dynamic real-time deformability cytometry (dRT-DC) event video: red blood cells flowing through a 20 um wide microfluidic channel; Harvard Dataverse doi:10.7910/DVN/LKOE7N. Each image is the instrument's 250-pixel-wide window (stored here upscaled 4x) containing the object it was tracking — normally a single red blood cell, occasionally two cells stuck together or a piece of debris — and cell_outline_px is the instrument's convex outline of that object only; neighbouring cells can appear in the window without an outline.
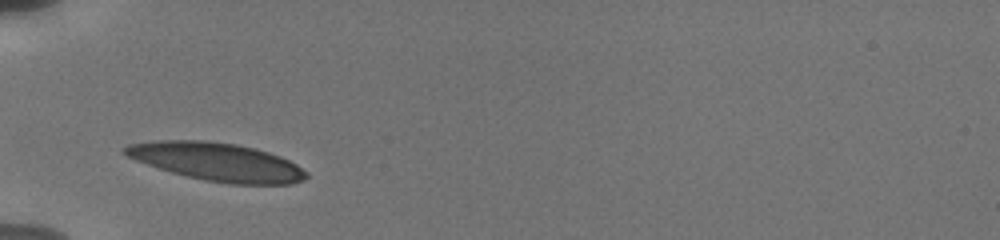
{"species": "human", "species_latin": "Homo sapiens", "temperature_condition": "cold", "stored_images_in_passage": 26, "camera_frame_rate_fps": 3000, "um_per_image_px": 0.085, "donor": {"sex": "male"}, "frame": {"image": 1, "passage_image": 1, "time_ms": 0.0, "image_size_px": [1000, 240], "cell_outline_px": [[308, 176], [304, 180], [292, 184], [232, 184], [204, 180], [172, 172], [136, 160], [120, 152], [120, 148], [128, 144], [156, 140], [204, 140], [236, 144], [268, 152], [280, 156], [296, 164], [308, 172]], "centroid_in_image_um": [18.43, 13.75], "position_along_channel_um": 66.6, "area_um2": 40.23}}
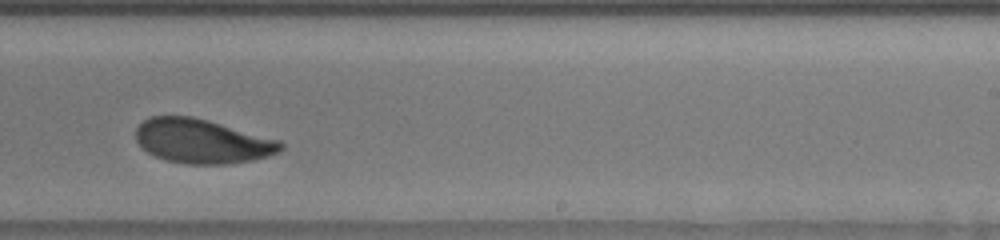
{"frame": {"image": 2, "passage_image": 17, "time_ms": 5.667, "image_size_px": [1000, 240], "cell_outline_px": [[284, 148], [280, 152], [268, 156], [252, 160], [228, 164], [184, 164], [164, 160], [148, 152], [136, 140], [136, 128], [144, 120], [152, 116], [192, 116], [208, 120], [280, 140], [284, 144]], "centroid_in_image_um": [17.2, 12.01], "position_along_channel_um": 271.8, "area_um2": 37.4}}
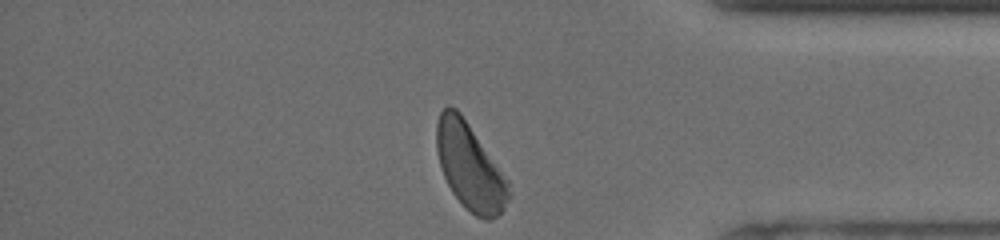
{"frame": {"image": 3, "passage_image": 26, "time_ms": 9.333, "image_size_px": [1000, 240], "cell_outline_px": [[512, 196], [504, 208], [492, 220], [484, 220], [476, 216], [452, 192], [444, 176], [440, 164], [436, 148], [436, 124], [440, 112], [448, 104], [456, 108], [460, 112], [508, 180]], "centroid_in_image_um": [39.94, 14.15], "position_along_channel_um": 395.3, "area_um2": 35.95}, "authors_computed_cell_mechanics": {"area_um2": 38.4659, "velocity_mm_per_s": 3.7495, "shape_relaxation_time_tau1_ms": 2.392, "shape_relaxation_time_tau2_ms": 1.855, "deformation_change_tau1": 0.1311, "deformation_change_tau2": 0.0661}}